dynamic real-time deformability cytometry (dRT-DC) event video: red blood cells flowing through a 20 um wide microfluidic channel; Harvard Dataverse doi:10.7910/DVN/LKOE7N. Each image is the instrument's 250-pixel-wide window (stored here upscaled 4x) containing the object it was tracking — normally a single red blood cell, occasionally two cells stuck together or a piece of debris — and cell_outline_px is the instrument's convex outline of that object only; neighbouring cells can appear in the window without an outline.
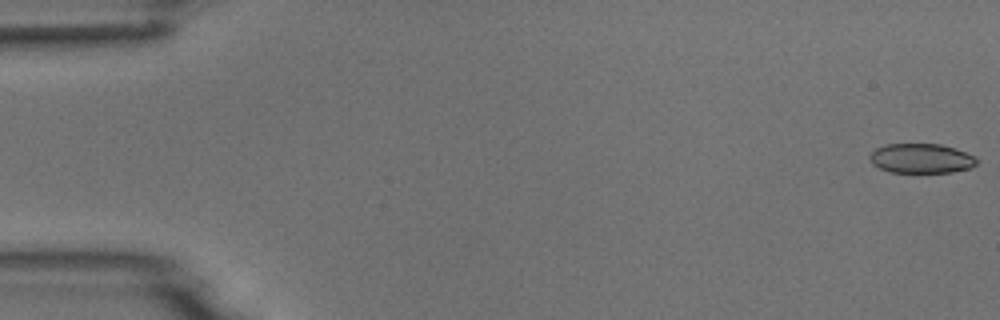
{"species": "common noctule bat (a hibernating species)", "species_latin": "Nyctalus noctula", "temperature_condition": "room temperature", "stored_images_in_passage": 8, "camera_frame_rate_fps": 3000, "um_per_image_px": 0.085, "animal": {"sex": "male", "body_mass_g": 18.8}, "frame": {"image": 1, "passage_image": 1, "time_ms": 0.0, "image_size_px": [1000, 320], "cell_outline_px": [[980, 160], [972, 168], [952, 172], [888, 172], [872, 164], [868, 156], [876, 148], [884, 144], [940, 144], [956, 148], [976, 156]], "centroid_in_image_um": [78.34, 13.46], "position_along_channel_um": 6.7, "area_um2": 18.73}}
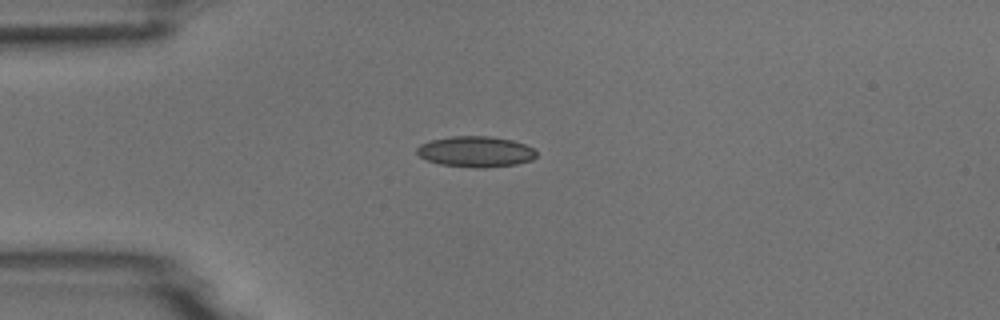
{"frame": {"image": 2, "passage_image": 4, "time_ms": 4.333, "image_size_px": [1000, 320], "cell_outline_px": [[536, 156], [532, 160], [516, 164], [484, 168], [476, 168], [440, 164], [428, 160], [420, 156], [416, 152], [416, 148], [420, 144], [432, 140], [452, 136], [488, 136], [512, 140], [524, 144], [532, 148], [536, 152]], "centroid_in_image_um": [40.43, 12.89], "position_along_channel_um": 44.6, "area_um2": 21.33}}